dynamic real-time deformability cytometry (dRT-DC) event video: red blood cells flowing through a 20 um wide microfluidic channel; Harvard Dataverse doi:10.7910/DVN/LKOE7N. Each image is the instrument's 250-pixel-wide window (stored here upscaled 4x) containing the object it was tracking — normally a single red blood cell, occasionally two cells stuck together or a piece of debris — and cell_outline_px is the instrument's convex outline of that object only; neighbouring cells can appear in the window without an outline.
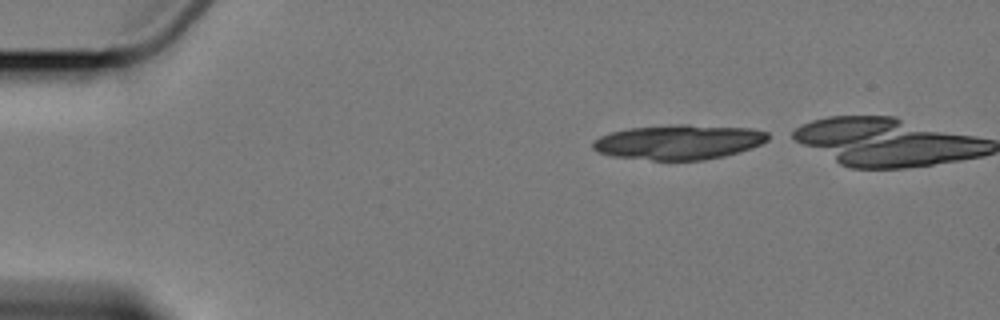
{"species": "Egyptian fruit bat (a non-hibernating species)", "species_latin": "Rousettus aegyptiacus", "temperature_condition": "cold", "stored_images_in_passage": 3, "camera_frame_rate_fps": 3000, "um_per_image_px": 0.085, "animal": {"sex": "female"}, "frame": {"image": 1, "passage_image": 1, "time_ms": 0.0, "image_size_px": [1000, 320], "cell_outline_px": [[768, 140], [752, 148], [724, 156], [704, 160], [652, 160], [612, 156], [596, 152], [592, 148], [592, 140], [600, 136], [612, 132], [632, 128], [668, 124], [688, 124], [752, 128], [768, 132]], "centroid_in_image_um": [57.69, 12.07], "position_along_channel_um": 27.3, "area_um2": 35.78}}